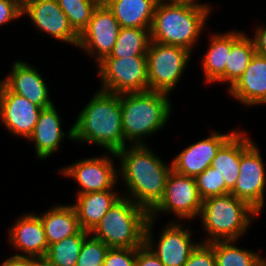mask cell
<instances>
[{
  "mask_svg": "<svg viewBox=\"0 0 266 266\" xmlns=\"http://www.w3.org/2000/svg\"><path fill=\"white\" fill-rule=\"evenodd\" d=\"M145 145H128L121 150L108 152L120 160L118 178L127 192L123 196L147 209L149 212L159 203L165 193L166 181L172 163H164L154 151Z\"/></svg>",
  "mask_w": 266,
  "mask_h": 266,
  "instance_id": "obj_1",
  "label": "cell"
},
{
  "mask_svg": "<svg viewBox=\"0 0 266 266\" xmlns=\"http://www.w3.org/2000/svg\"><path fill=\"white\" fill-rule=\"evenodd\" d=\"M121 119V94L99 89L78 113L73 124V141L92 143L116 153L125 147Z\"/></svg>",
  "mask_w": 266,
  "mask_h": 266,
  "instance_id": "obj_2",
  "label": "cell"
},
{
  "mask_svg": "<svg viewBox=\"0 0 266 266\" xmlns=\"http://www.w3.org/2000/svg\"><path fill=\"white\" fill-rule=\"evenodd\" d=\"M211 10L180 2L159 0L150 29L151 41L180 46L190 52L206 29Z\"/></svg>",
  "mask_w": 266,
  "mask_h": 266,
  "instance_id": "obj_3",
  "label": "cell"
},
{
  "mask_svg": "<svg viewBox=\"0 0 266 266\" xmlns=\"http://www.w3.org/2000/svg\"><path fill=\"white\" fill-rule=\"evenodd\" d=\"M168 96L152 90L121 94L125 147L129 144L145 145V137L156 134L166 126L172 113Z\"/></svg>",
  "mask_w": 266,
  "mask_h": 266,
  "instance_id": "obj_4",
  "label": "cell"
},
{
  "mask_svg": "<svg viewBox=\"0 0 266 266\" xmlns=\"http://www.w3.org/2000/svg\"><path fill=\"white\" fill-rule=\"evenodd\" d=\"M258 215L245 201L231 193L204 199L199 219L208 236L203 243L239 240Z\"/></svg>",
  "mask_w": 266,
  "mask_h": 266,
  "instance_id": "obj_5",
  "label": "cell"
},
{
  "mask_svg": "<svg viewBox=\"0 0 266 266\" xmlns=\"http://www.w3.org/2000/svg\"><path fill=\"white\" fill-rule=\"evenodd\" d=\"M149 217L147 209L122 196L90 234L109 248H139L145 244Z\"/></svg>",
  "mask_w": 266,
  "mask_h": 266,
  "instance_id": "obj_6",
  "label": "cell"
},
{
  "mask_svg": "<svg viewBox=\"0 0 266 266\" xmlns=\"http://www.w3.org/2000/svg\"><path fill=\"white\" fill-rule=\"evenodd\" d=\"M246 134L244 129L240 131L239 175L231 194L260 215L265 203L266 169L259 147Z\"/></svg>",
  "mask_w": 266,
  "mask_h": 266,
  "instance_id": "obj_7",
  "label": "cell"
},
{
  "mask_svg": "<svg viewBox=\"0 0 266 266\" xmlns=\"http://www.w3.org/2000/svg\"><path fill=\"white\" fill-rule=\"evenodd\" d=\"M189 50L151 41L147 51L149 90L170 94L191 60Z\"/></svg>",
  "mask_w": 266,
  "mask_h": 266,
  "instance_id": "obj_8",
  "label": "cell"
},
{
  "mask_svg": "<svg viewBox=\"0 0 266 266\" xmlns=\"http://www.w3.org/2000/svg\"><path fill=\"white\" fill-rule=\"evenodd\" d=\"M97 67L103 91L122 94L149 90L147 56L105 57Z\"/></svg>",
  "mask_w": 266,
  "mask_h": 266,
  "instance_id": "obj_9",
  "label": "cell"
},
{
  "mask_svg": "<svg viewBox=\"0 0 266 266\" xmlns=\"http://www.w3.org/2000/svg\"><path fill=\"white\" fill-rule=\"evenodd\" d=\"M202 202L195 177L180 174L171 170L168 175L165 193L159 203L149 212L150 218L156 219L161 213H173L176 222L193 220L199 217Z\"/></svg>",
  "mask_w": 266,
  "mask_h": 266,
  "instance_id": "obj_10",
  "label": "cell"
},
{
  "mask_svg": "<svg viewBox=\"0 0 266 266\" xmlns=\"http://www.w3.org/2000/svg\"><path fill=\"white\" fill-rule=\"evenodd\" d=\"M155 221L149 217L145 230V245L164 266H184L200 241L196 243L191 238L193 231L186 225L172 220L163 227L158 241L154 242L152 229Z\"/></svg>",
  "mask_w": 266,
  "mask_h": 266,
  "instance_id": "obj_11",
  "label": "cell"
},
{
  "mask_svg": "<svg viewBox=\"0 0 266 266\" xmlns=\"http://www.w3.org/2000/svg\"><path fill=\"white\" fill-rule=\"evenodd\" d=\"M109 154L89 157L60 168L61 175L72 178L79 184L76 194L115 190L118 181V167Z\"/></svg>",
  "mask_w": 266,
  "mask_h": 266,
  "instance_id": "obj_12",
  "label": "cell"
},
{
  "mask_svg": "<svg viewBox=\"0 0 266 266\" xmlns=\"http://www.w3.org/2000/svg\"><path fill=\"white\" fill-rule=\"evenodd\" d=\"M121 26L108 7H96L87 27L79 35L77 48L98 64L114 48Z\"/></svg>",
  "mask_w": 266,
  "mask_h": 266,
  "instance_id": "obj_13",
  "label": "cell"
},
{
  "mask_svg": "<svg viewBox=\"0 0 266 266\" xmlns=\"http://www.w3.org/2000/svg\"><path fill=\"white\" fill-rule=\"evenodd\" d=\"M22 15H28L40 33L77 47L79 35L70 26L57 0H23Z\"/></svg>",
  "mask_w": 266,
  "mask_h": 266,
  "instance_id": "obj_14",
  "label": "cell"
},
{
  "mask_svg": "<svg viewBox=\"0 0 266 266\" xmlns=\"http://www.w3.org/2000/svg\"><path fill=\"white\" fill-rule=\"evenodd\" d=\"M41 111L42 108L11 92L0 81V124H3L10 134L28 142Z\"/></svg>",
  "mask_w": 266,
  "mask_h": 266,
  "instance_id": "obj_15",
  "label": "cell"
},
{
  "mask_svg": "<svg viewBox=\"0 0 266 266\" xmlns=\"http://www.w3.org/2000/svg\"><path fill=\"white\" fill-rule=\"evenodd\" d=\"M236 130L233 129L227 134L219 133L216 130L210 131V135L207 138L196 141L181 150L171 161L172 169L190 177H196L201 174L206 168L211 166L217 151Z\"/></svg>",
  "mask_w": 266,
  "mask_h": 266,
  "instance_id": "obj_16",
  "label": "cell"
},
{
  "mask_svg": "<svg viewBox=\"0 0 266 266\" xmlns=\"http://www.w3.org/2000/svg\"><path fill=\"white\" fill-rule=\"evenodd\" d=\"M38 69L21 60L14 61L12 71L1 82L13 93L25 97L40 108L53 104L49 89Z\"/></svg>",
  "mask_w": 266,
  "mask_h": 266,
  "instance_id": "obj_17",
  "label": "cell"
},
{
  "mask_svg": "<svg viewBox=\"0 0 266 266\" xmlns=\"http://www.w3.org/2000/svg\"><path fill=\"white\" fill-rule=\"evenodd\" d=\"M10 246L21 252L14 254L21 257L45 256L48 243L43 224L38 214L26 212L16 218L8 229Z\"/></svg>",
  "mask_w": 266,
  "mask_h": 266,
  "instance_id": "obj_18",
  "label": "cell"
},
{
  "mask_svg": "<svg viewBox=\"0 0 266 266\" xmlns=\"http://www.w3.org/2000/svg\"><path fill=\"white\" fill-rule=\"evenodd\" d=\"M62 118L60 117L54 103L46 108H42L38 121L34 127L30 142H34L37 159H46L59 151L61 142L67 138L73 141V125L66 133L62 129Z\"/></svg>",
  "mask_w": 266,
  "mask_h": 266,
  "instance_id": "obj_19",
  "label": "cell"
},
{
  "mask_svg": "<svg viewBox=\"0 0 266 266\" xmlns=\"http://www.w3.org/2000/svg\"><path fill=\"white\" fill-rule=\"evenodd\" d=\"M245 107L266 105V59L255 52L242 76L228 90Z\"/></svg>",
  "mask_w": 266,
  "mask_h": 266,
  "instance_id": "obj_20",
  "label": "cell"
},
{
  "mask_svg": "<svg viewBox=\"0 0 266 266\" xmlns=\"http://www.w3.org/2000/svg\"><path fill=\"white\" fill-rule=\"evenodd\" d=\"M74 206L81 229L91 231L123 196L114 190L75 194Z\"/></svg>",
  "mask_w": 266,
  "mask_h": 266,
  "instance_id": "obj_21",
  "label": "cell"
},
{
  "mask_svg": "<svg viewBox=\"0 0 266 266\" xmlns=\"http://www.w3.org/2000/svg\"><path fill=\"white\" fill-rule=\"evenodd\" d=\"M44 227L48 246L76 235L81 227L74 206L71 204L54 205L39 215Z\"/></svg>",
  "mask_w": 266,
  "mask_h": 266,
  "instance_id": "obj_22",
  "label": "cell"
},
{
  "mask_svg": "<svg viewBox=\"0 0 266 266\" xmlns=\"http://www.w3.org/2000/svg\"><path fill=\"white\" fill-rule=\"evenodd\" d=\"M208 50L201 59L204 71V82L208 84L224 83L228 54L231 52V31L213 33L209 40Z\"/></svg>",
  "mask_w": 266,
  "mask_h": 266,
  "instance_id": "obj_23",
  "label": "cell"
},
{
  "mask_svg": "<svg viewBox=\"0 0 266 266\" xmlns=\"http://www.w3.org/2000/svg\"><path fill=\"white\" fill-rule=\"evenodd\" d=\"M159 0H116L108 8L121 27L151 28Z\"/></svg>",
  "mask_w": 266,
  "mask_h": 266,
  "instance_id": "obj_24",
  "label": "cell"
},
{
  "mask_svg": "<svg viewBox=\"0 0 266 266\" xmlns=\"http://www.w3.org/2000/svg\"><path fill=\"white\" fill-rule=\"evenodd\" d=\"M255 52L250 36L244 31L231 30V52L225 68V84L227 82L228 89L242 76Z\"/></svg>",
  "mask_w": 266,
  "mask_h": 266,
  "instance_id": "obj_25",
  "label": "cell"
},
{
  "mask_svg": "<svg viewBox=\"0 0 266 266\" xmlns=\"http://www.w3.org/2000/svg\"><path fill=\"white\" fill-rule=\"evenodd\" d=\"M211 166L222 173L226 194L234 190L240 167V130L236 131L217 151Z\"/></svg>",
  "mask_w": 266,
  "mask_h": 266,
  "instance_id": "obj_26",
  "label": "cell"
},
{
  "mask_svg": "<svg viewBox=\"0 0 266 266\" xmlns=\"http://www.w3.org/2000/svg\"><path fill=\"white\" fill-rule=\"evenodd\" d=\"M237 240L209 243L214 250L216 266H261L266 259L258 252L237 247Z\"/></svg>",
  "mask_w": 266,
  "mask_h": 266,
  "instance_id": "obj_27",
  "label": "cell"
},
{
  "mask_svg": "<svg viewBox=\"0 0 266 266\" xmlns=\"http://www.w3.org/2000/svg\"><path fill=\"white\" fill-rule=\"evenodd\" d=\"M150 29L121 27L113 51L107 57L146 56L151 43Z\"/></svg>",
  "mask_w": 266,
  "mask_h": 266,
  "instance_id": "obj_28",
  "label": "cell"
},
{
  "mask_svg": "<svg viewBox=\"0 0 266 266\" xmlns=\"http://www.w3.org/2000/svg\"><path fill=\"white\" fill-rule=\"evenodd\" d=\"M89 234L81 229L76 235L49 245L45 257L52 266H76L82 244Z\"/></svg>",
  "mask_w": 266,
  "mask_h": 266,
  "instance_id": "obj_29",
  "label": "cell"
},
{
  "mask_svg": "<svg viewBox=\"0 0 266 266\" xmlns=\"http://www.w3.org/2000/svg\"><path fill=\"white\" fill-rule=\"evenodd\" d=\"M58 5L68 18L70 26L80 35L87 27L96 8L93 0H57Z\"/></svg>",
  "mask_w": 266,
  "mask_h": 266,
  "instance_id": "obj_30",
  "label": "cell"
},
{
  "mask_svg": "<svg viewBox=\"0 0 266 266\" xmlns=\"http://www.w3.org/2000/svg\"><path fill=\"white\" fill-rule=\"evenodd\" d=\"M198 193L202 200L226 194V184L221 172L212 166L195 177Z\"/></svg>",
  "mask_w": 266,
  "mask_h": 266,
  "instance_id": "obj_31",
  "label": "cell"
},
{
  "mask_svg": "<svg viewBox=\"0 0 266 266\" xmlns=\"http://www.w3.org/2000/svg\"><path fill=\"white\" fill-rule=\"evenodd\" d=\"M109 247L89 234L81 247L76 266H103Z\"/></svg>",
  "mask_w": 266,
  "mask_h": 266,
  "instance_id": "obj_32",
  "label": "cell"
},
{
  "mask_svg": "<svg viewBox=\"0 0 266 266\" xmlns=\"http://www.w3.org/2000/svg\"><path fill=\"white\" fill-rule=\"evenodd\" d=\"M137 248H109L103 266H135Z\"/></svg>",
  "mask_w": 266,
  "mask_h": 266,
  "instance_id": "obj_33",
  "label": "cell"
},
{
  "mask_svg": "<svg viewBox=\"0 0 266 266\" xmlns=\"http://www.w3.org/2000/svg\"><path fill=\"white\" fill-rule=\"evenodd\" d=\"M184 266H216L213 247L209 243L200 242Z\"/></svg>",
  "mask_w": 266,
  "mask_h": 266,
  "instance_id": "obj_34",
  "label": "cell"
},
{
  "mask_svg": "<svg viewBox=\"0 0 266 266\" xmlns=\"http://www.w3.org/2000/svg\"><path fill=\"white\" fill-rule=\"evenodd\" d=\"M23 0H0V28L22 18Z\"/></svg>",
  "mask_w": 266,
  "mask_h": 266,
  "instance_id": "obj_35",
  "label": "cell"
},
{
  "mask_svg": "<svg viewBox=\"0 0 266 266\" xmlns=\"http://www.w3.org/2000/svg\"><path fill=\"white\" fill-rule=\"evenodd\" d=\"M135 266H164L158 257L144 244L137 248Z\"/></svg>",
  "mask_w": 266,
  "mask_h": 266,
  "instance_id": "obj_36",
  "label": "cell"
},
{
  "mask_svg": "<svg viewBox=\"0 0 266 266\" xmlns=\"http://www.w3.org/2000/svg\"><path fill=\"white\" fill-rule=\"evenodd\" d=\"M256 29L253 31L254 35L252 38L255 51L260 53L266 59V25L255 27Z\"/></svg>",
  "mask_w": 266,
  "mask_h": 266,
  "instance_id": "obj_37",
  "label": "cell"
},
{
  "mask_svg": "<svg viewBox=\"0 0 266 266\" xmlns=\"http://www.w3.org/2000/svg\"><path fill=\"white\" fill-rule=\"evenodd\" d=\"M27 265V257L15 256L12 255L4 260L0 266H26Z\"/></svg>",
  "mask_w": 266,
  "mask_h": 266,
  "instance_id": "obj_38",
  "label": "cell"
},
{
  "mask_svg": "<svg viewBox=\"0 0 266 266\" xmlns=\"http://www.w3.org/2000/svg\"><path fill=\"white\" fill-rule=\"evenodd\" d=\"M26 266H52L45 256L27 257Z\"/></svg>",
  "mask_w": 266,
  "mask_h": 266,
  "instance_id": "obj_39",
  "label": "cell"
},
{
  "mask_svg": "<svg viewBox=\"0 0 266 266\" xmlns=\"http://www.w3.org/2000/svg\"><path fill=\"white\" fill-rule=\"evenodd\" d=\"M166 1H170V2H180V3H190V4H194V5H198V6H202V7H206L208 9H210L212 11V6L207 3H203L199 0H166ZM201 2V3H200Z\"/></svg>",
  "mask_w": 266,
  "mask_h": 266,
  "instance_id": "obj_40",
  "label": "cell"
},
{
  "mask_svg": "<svg viewBox=\"0 0 266 266\" xmlns=\"http://www.w3.org/2000/svg\"><path fill=\"white\" fill-rule=\"evenodd\" d=\"M96 7H108L116 0H93Z\"/></svg>",
  "mask_w": 266,
  "mask_h": 266,
  "instance_id": "obj_41",
  "label": "cell"
}]
</instances>
